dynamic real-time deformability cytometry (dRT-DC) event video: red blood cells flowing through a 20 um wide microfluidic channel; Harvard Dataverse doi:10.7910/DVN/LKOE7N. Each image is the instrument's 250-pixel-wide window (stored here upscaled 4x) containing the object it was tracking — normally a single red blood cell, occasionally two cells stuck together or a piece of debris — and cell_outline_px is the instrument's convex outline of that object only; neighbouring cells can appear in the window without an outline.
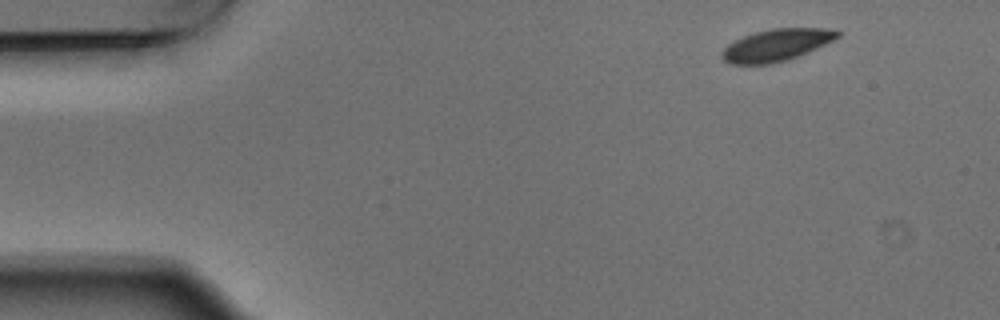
{"species": "Egyptian fruit bat (a non-hibernating species)", "species_latin": "Rousettus aegyptiacus", "temperature_condition": "warm", "stored_images_in_passage": 3, "camera_frame_rate_fps": 3000, "um_per_image_px": 0.085, "animal": {"sex": "male"}, "frame": {"image": 1, "passage_image": 1, "time_ms": 0.0, "image_size_px": [1000, 320], "cell_outline_px": [[840, 36], [816, 48], [788, 60], [772, 64], [732, 64], [724, 60], [720, 56], [720, 52], [728, 44], [744, 36], [756, 32], [772, 28], [824, 28], [840, 32]], "centroid_in_image_um": [65.95, 3.84], "position_along_channel_um": 19.0, "area_um2": 21.33}}
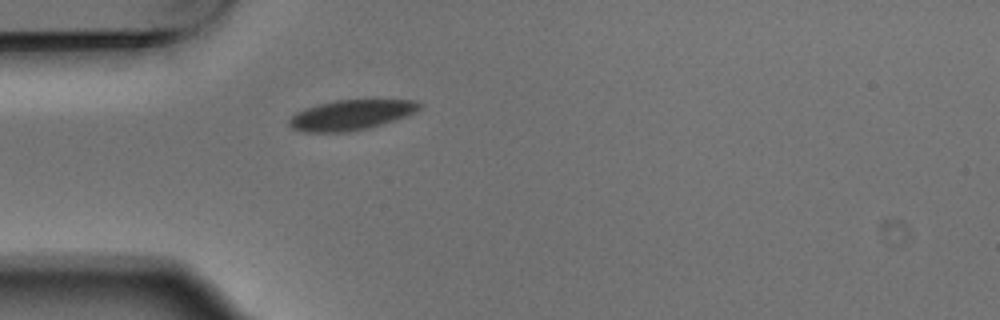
{"frame": {"image": 2, "passage_image": 3, "time_ms": 0.667, "image_size_px": [1000, 320], "cell_outline_px": [[424, 104], [420, 108], [404, 116], [368, 128], [344, 132], [308, 132], [292, 128], [288, 124], [288, 120], [296, 112], [304, 108], [336, 100], [412, 100]], "centroid_in_image_um": [29.79, 9.76], "position_along_channel_um": 55.2, "area_um2": 22.43}}